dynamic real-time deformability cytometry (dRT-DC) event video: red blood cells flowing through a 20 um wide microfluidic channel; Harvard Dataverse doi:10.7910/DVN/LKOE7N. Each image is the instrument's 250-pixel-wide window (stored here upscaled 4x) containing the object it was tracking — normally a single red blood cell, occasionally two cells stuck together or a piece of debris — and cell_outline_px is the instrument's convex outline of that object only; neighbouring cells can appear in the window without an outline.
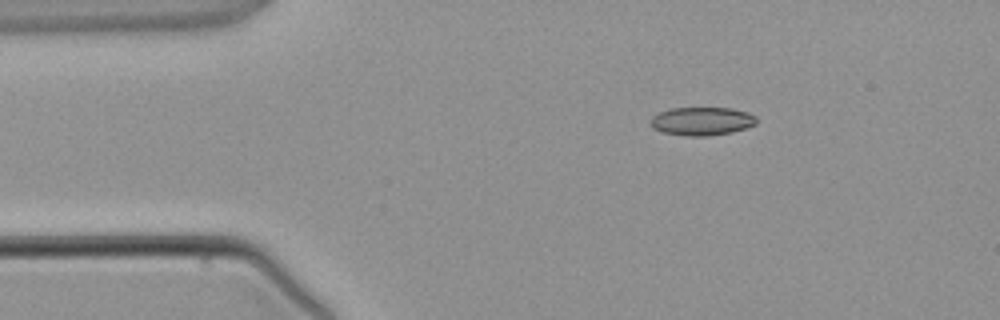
{"species": "common noctule bat (a hibernating species)", "species_latin": "Nyctalus noctula", "temperature_condition": "warm", "stored_images_in_passage": 2, "camera_frame_rate_fps": 3000, "um_per_image_px": 0.085, "animal": {"sex": "male", "body_mass_g": 21.5, "forearm_length_mm": 52.0}, "frame": {"image": 1, "passage_image": 1, "time_ms": 0.0, "image_size_px": [1000, 320], "cell_outline_px": [[756, 124], [732, 132], [708, 136], [688, 136], [664, 132], [652, 128], [648, 120], [652, 116], [660, 112], [672, 108], [732, 108], [748, 112], [756, 116]], "centroid_in_image_um": [59.64, 10.3], "position_along_channel_um": 25.4, "area_um2": 17.51}}